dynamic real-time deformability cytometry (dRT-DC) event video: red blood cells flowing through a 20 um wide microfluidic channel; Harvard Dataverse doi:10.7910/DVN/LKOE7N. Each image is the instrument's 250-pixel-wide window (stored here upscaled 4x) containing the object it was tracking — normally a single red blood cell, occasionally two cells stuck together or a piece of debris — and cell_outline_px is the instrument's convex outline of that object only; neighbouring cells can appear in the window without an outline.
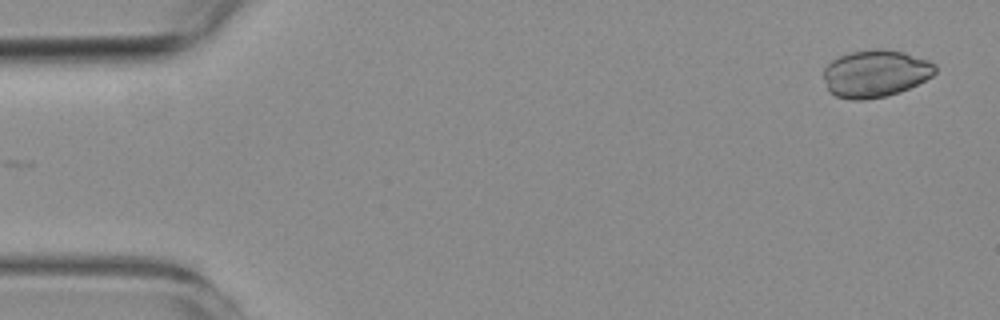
{"species": "common noctule bat (a hibernating species)", "species_latin": "Nyctalus noctula", "temperature_condition": "room temperature", "stored_images_in_passage": 53, "camera_frame_rate_fps": 3000, "um_per_image_px": 0.085, "animal": {"sex": "female", "body_mass_g": 19.3, "forearm_length_mm": 54.1}, "frame": {"image": 1, "passage_image": 1, "time_ms": 0.0, "image_size_px": [1000, 320], "cell_outline_px": [[936, 72], [932, 76], [900, 92], [884, 96], [864, 100], [852, 100], [836, 96], [828, 92], [824, 80], [824, 68], [832, 60], [840, 56], [852, 52], [872, 48], [884, 48], [904, 52], [928, 60], [936, 64]], "centroid_in_image_um": [74.4, 6.24], "position_along_channel_um": 10.6, "area_um2": 30.87}}
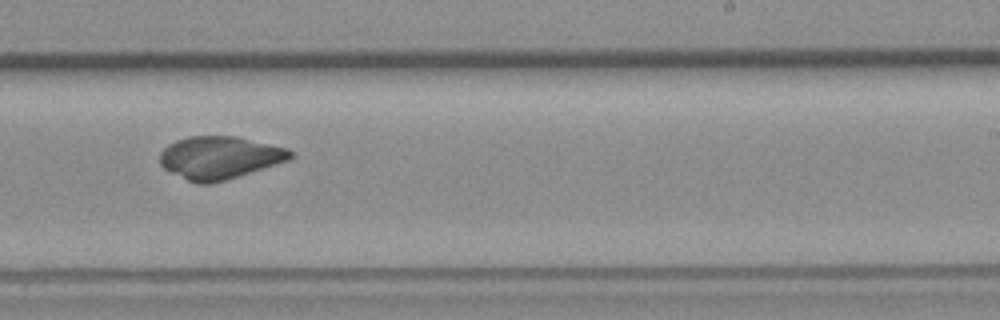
{"frame": {"image": 2, "passage_image": 32, "time_ms": 10.333, "image_size_px": [1000, 320], "cell_outline_px": [[292, 156], [288, 160], [212, 184], [196, 184], [164, 168], [160, 164], [160, 152], [168, 144], [176, 140], [188, 136], [240, 136], [288, 148], [292, 152]], "centroid_in_image_um": [18.65, 13.38], "position_along_channel_um": 270.3, "area_um2": 32.37}}
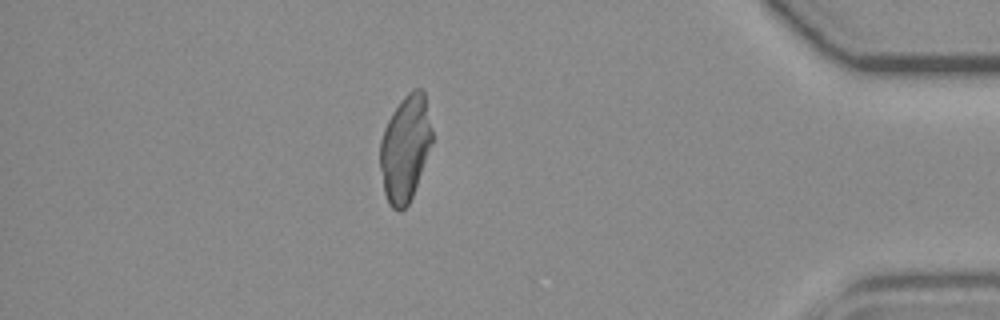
{"frame": {"image": 3, "passage_image": 46, "time_ms": 15.0, "image_size_px": [1000, 320], "cell_outline_px": [[432, 144], [412, 196], [408, 204], [400, 212], [392, 208], [388, 204], [384, 192], [380, 168], [380, 140], [384, 128], [392, 112], [400, 100], [412, 88], [420, 88], [424, 92], [432, 128]], "centroid_in_image_um": [34.43, 12.59], "position_along_channel_um": 400.8, "area_um2": 32.25}}